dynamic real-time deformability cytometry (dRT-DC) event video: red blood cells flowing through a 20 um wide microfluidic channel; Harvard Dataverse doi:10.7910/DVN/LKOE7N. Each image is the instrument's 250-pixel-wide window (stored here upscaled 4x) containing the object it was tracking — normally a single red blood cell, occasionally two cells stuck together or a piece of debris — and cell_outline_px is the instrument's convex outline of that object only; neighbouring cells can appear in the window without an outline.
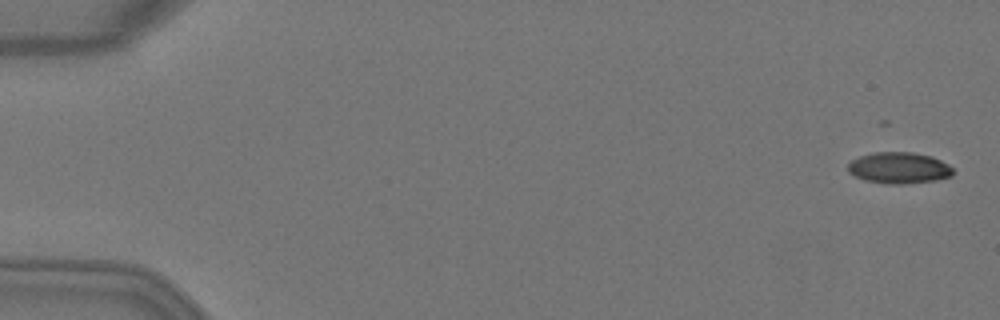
{"species": "Egyptian fruit bat (a non-hibernating species)", "species_latin": "Rousettus aegyptiacus", "temperature_condition": "warm", "stored_images_in_passage": 5, "camera_frame_rate_fps": 3000, "um_per_image_px": 0.085, "animal": {"sex": "female"}, "frame": {"image": 1, "passage_image": 1, "time_ms": 0.0, "image_size_px": [1000, 320], "cell_outline_px": [[952, 176], [936, 180], [904, 184], [892, 184], [864, 180], [848, 172], [848, 164], [852, 160], [860, 156], [872, 152], [912, 152], [932, 156], [948, 164], [952, 168]], "centroid_in_image_um": [76.41, 14.26], "position_along_channel_um": 8.6, "area_um2": 19.13}}